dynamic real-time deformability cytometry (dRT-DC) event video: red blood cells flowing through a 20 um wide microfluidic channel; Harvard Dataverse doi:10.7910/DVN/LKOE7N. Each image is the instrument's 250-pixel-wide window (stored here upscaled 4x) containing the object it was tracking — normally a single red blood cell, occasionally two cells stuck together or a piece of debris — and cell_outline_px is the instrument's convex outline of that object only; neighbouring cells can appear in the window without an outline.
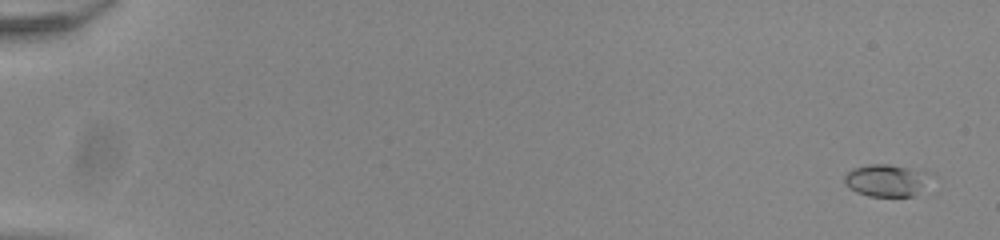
{"species": "common noctule bat (a hibernating species)", "species_latin": "Nyctalus noctula", "temperature_condition": "room temperature", "stored_images_in_passage": 56, "camera_frame_rate_fps": 3000, "um_per_image_px": 0.085, "animal": {"sex": "male", "body_mass_g": 20.0, "forearm_length_mm": 53.3}, "frame": {"image": 1, "passage_image": 4, "time_ms": 1.0, "image_size_px": [1000, 240], "cell_outline_px": [[932, 172], [912, 196], [868, 196], [856, 192], [844, 180], [844, 176], [852, 168], [868, 164], [888, 164], [924, 168]], "centroid_in_image_um": [75.34, 15.28], "position_along_channel_um": 9.7, "area_um2": 16.01}}
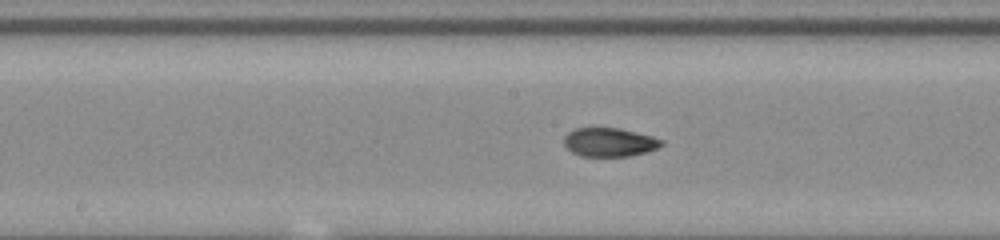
{"frame": {"image": 2, "passage_image": 32, "time_ms": 10.333, "image_size_px": [1000, 240], "cell_outline_px": [[664, 144], [656, 148], [644, 152], [628, 156], [580, 156], [572, 152], [564, 144], [564, 136], [568, 132], [576, 128], [620, 128], [652, 136], [664, 140]], "centroid_in_image_um": [51.79, 12.08], "position_along_channel_um": 196.4, "area_um2": 16.24}}
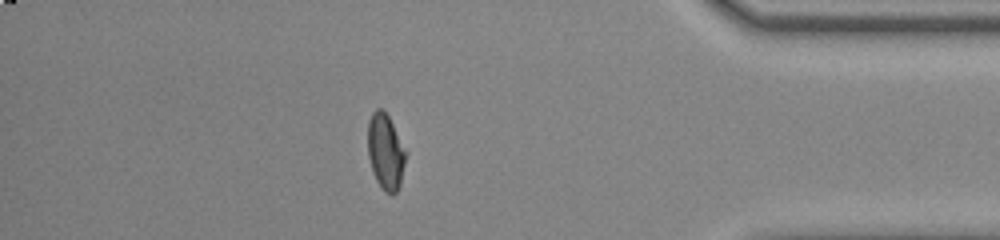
{"frame": {"image": 3, "passage_image": 50, "time_ms": 16.333, "image_size_px": [1000, 240], "cell_outline_px": [[408, 152], [400, 184], [396, 192], [392, 196], [384, 192], [376, 180], [372, 172], [368, 156], [368, 120], [372, 112], [376, 108], [384, 108]], "centroid_in_image_um": [32.78, 12.89], "position_along_channel_um": 402.4, "area_um2": 17.22}, "authors_computed_cell_mechanics": {"area_um2": 16.2418, "velocity_mm_per_s": 3.927, "shape_relaxation_time_tau1_ms": 3.9244, "shape_relaxation_time_tau2_ms": 1.3544, "deformation_change_tau1": 0.1531, "deformation_change_tau2": 0.0657}}